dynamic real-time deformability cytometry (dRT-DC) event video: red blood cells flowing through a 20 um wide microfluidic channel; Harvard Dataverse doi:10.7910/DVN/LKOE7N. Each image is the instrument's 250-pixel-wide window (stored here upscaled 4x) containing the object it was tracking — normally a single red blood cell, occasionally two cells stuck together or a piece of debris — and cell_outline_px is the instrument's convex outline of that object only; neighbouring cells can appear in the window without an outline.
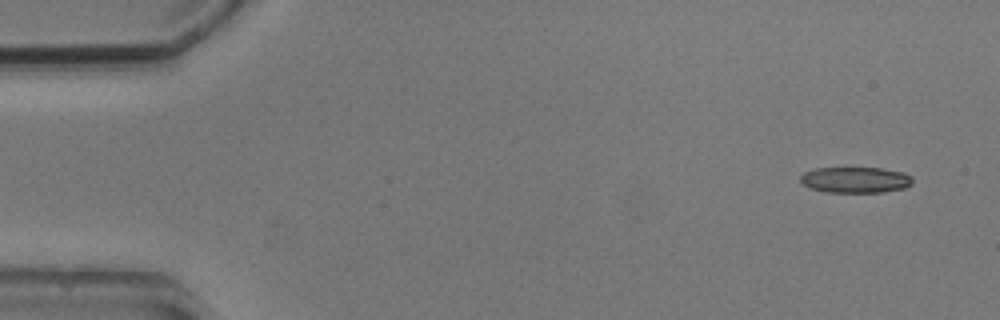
{"species": "common noctule bat (a hibernating species)", "species_latin": "Nyctalus noctula", "temperature_condition": "cold", "stored_images_in_passage": 5, "camera_frame_rate_fps": 3000, "um_per_image_px": 0.085, "animal": {"sex": "male", "body_mass_g": 20.5, "forearm_length_mm": 52.5}, "frame": {"image": 1, "passage_image": 1, "time_ms": 0.0, "image_size_px": [1000, 320], "cell_outline_px": [[912, 184], [904, 188], [884, 192], [828, 192], [812, 188], [804, 184], [800, 180], [800, 176], [804, 172], [816, 168], [880, 168], [904, 172], [912, 176]], "centroid_in_image_um": [72.74, 15.28], "position_along_channel_um": 12.3, "area_um2": 16.88}}